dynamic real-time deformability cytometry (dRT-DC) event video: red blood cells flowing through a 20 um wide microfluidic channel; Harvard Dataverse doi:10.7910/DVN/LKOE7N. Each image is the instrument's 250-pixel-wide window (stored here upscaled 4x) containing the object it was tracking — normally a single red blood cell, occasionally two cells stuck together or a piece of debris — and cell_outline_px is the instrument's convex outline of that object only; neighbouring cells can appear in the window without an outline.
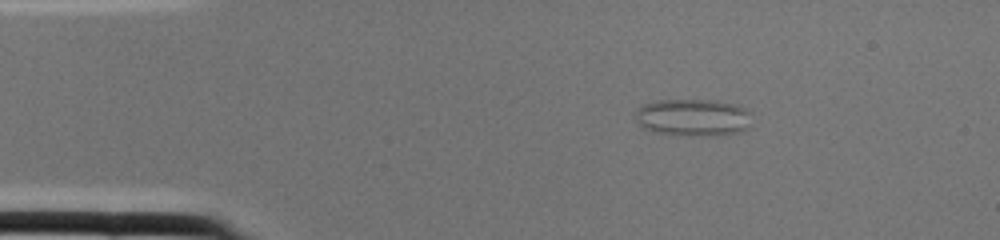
{"species": "common noctule bat (a hibernating species)", "species_latin": "Nyctalus noctula", "temperature_condition": "cold", "stored_images_in_passage": 1, "camera_frame_rate_fps": 3000, "um_per_image_px": 0.085, "animal": {"sex": "female", "body_mass_g": 22.0, "forearm_length_mm": 56.7}, "frame": {"image": 1, "passage_image": 1, "time_ms": 0.0, "image_size_px": [1000, 240], "cell_outline_px": [[752, 112], [748, 128], [740, 132], [716, 136], [676, 136], [656, 132], [644, 128], [632, 116], [636, 108], [644, 104], [660, 100], [716, 100], [736, 104]], "centroid_in_image_um": [58.91, 10.0], "position_along_channel_um": 26.1, "area_um2": 25.89}}